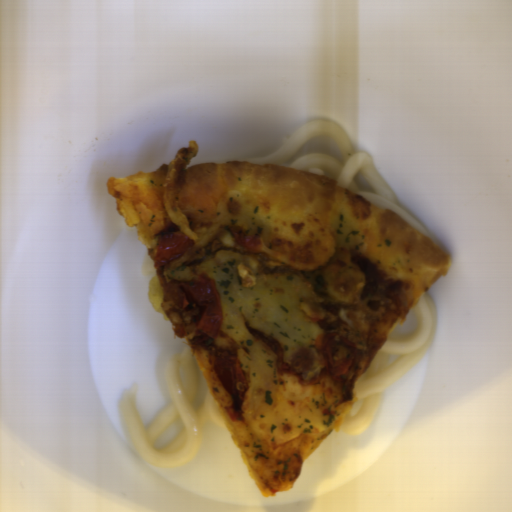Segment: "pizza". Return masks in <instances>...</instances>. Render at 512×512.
I'll return each instance as SVG.
<instances>
[{"label":"pizza","instance_id":"dd6c1bee","mask_svg":"<svg viewBox=\"0 0 512 512\" xmlns=\"http://www.w3.org/2000/svg\"><path fill=\"white\" fill-rule=\"evenodd\" d=\"M168 168L112 176L108 194L125 223L136 229L154 269L147 290L150 305L184 337L249 477L264 497H271L291 490L306 461L339 432L358 398L359 380L391 330L448 274L451 263L442 248L391 207L338 182L276 163L229 160L185 167L178 203L197 241L173 262L157 265L160 239L181 230L164 203ZM343 247H351L367 279L363 299H381L387 306L369 332L340 321L338 307L315 280V272ZM226 249L251 252L268 272L304 282L321 312L322 337L334 333L356 343L348 375L335 377L323 367L306 381L305 373L283 361V349L271 335L246 324L277 356V391L263 418L249 422L241 409H232L214 361L219 354L235 360V341L222 331L216 339L206 336L194 322L196 311L175 306L165 293L177 267Z\"/></svg>","mask_w":512,"mask_h":512}]
</instances>
